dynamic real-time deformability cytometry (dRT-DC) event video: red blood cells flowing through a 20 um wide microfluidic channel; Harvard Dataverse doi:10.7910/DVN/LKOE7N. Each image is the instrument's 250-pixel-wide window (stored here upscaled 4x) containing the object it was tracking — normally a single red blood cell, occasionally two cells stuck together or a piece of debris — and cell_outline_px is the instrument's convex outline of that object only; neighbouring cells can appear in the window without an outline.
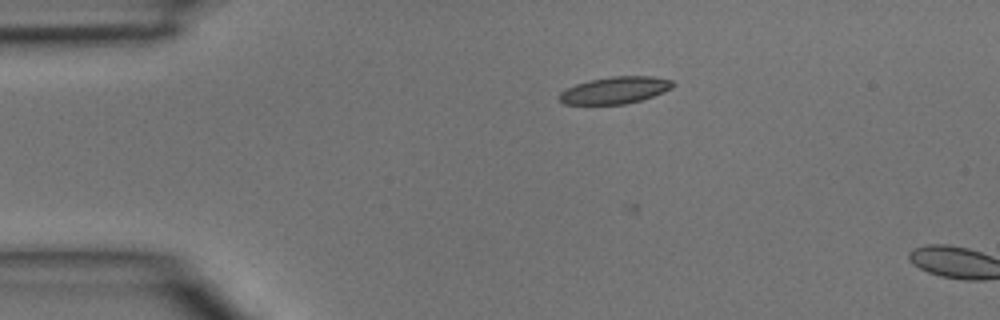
{"species": "common noctule bat (a hibernating species)", "species_latin": "Nyctalus noctula", "temperature_condition": "room temperature", "stored_images_in_passage": 4, "camera_frame_rate_fps": 3000, "um_per_image_px": 0.085, "animal": {"sex": "male", "body_mass_g": 15.6}, "frame": {"image": 1, "passage_image": 3, "time_ms": 0.667, "image_size_px": [1000, 320], "cell_outline_px": [[676, 84], [672, 88], [664, 92], [640, 100], [624, 104], [564, 104], [556, 96], [560, 92], [576, 84], [588, 80], [612, 76], [652, 76], [672, 80]], "centroid_in_image_um": [52.28, 7.66], "position_along_channel_um": 32.7, "area_um2": 17.86}}